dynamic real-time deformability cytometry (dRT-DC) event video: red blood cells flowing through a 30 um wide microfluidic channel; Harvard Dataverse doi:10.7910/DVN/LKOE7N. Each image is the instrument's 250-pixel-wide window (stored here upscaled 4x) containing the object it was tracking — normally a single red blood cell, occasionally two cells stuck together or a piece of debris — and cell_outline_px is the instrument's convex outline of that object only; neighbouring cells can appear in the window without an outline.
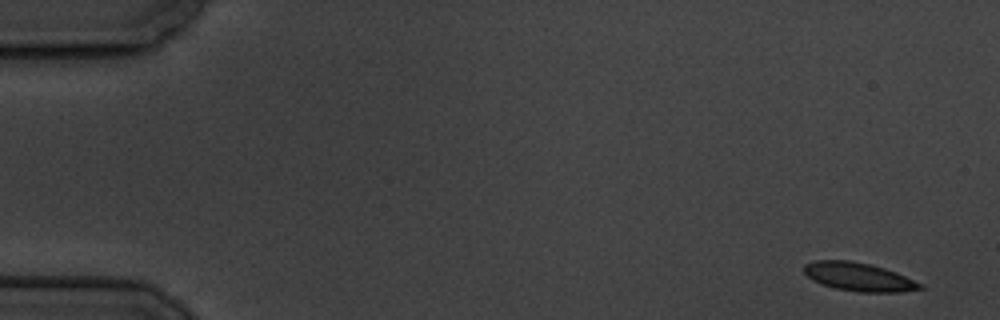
{"species": "common noctule bat (a hibernating species)", "species_latin": "Nyctalus noctula", "temperature_condition": "cold", "stored_images_in_passage": 6, "segment_of_instrument_passage": [1, 2], "camera_frame_rate_fps": 3000, "um_per_image_px": 0.085, "animal": {"sex": "male", "body_mass_g": 19.5, "forearm_length_mm": 54.6}, "frame": {"image": 1, "passage_image": 1, "time_ms": 0.0, "image_size_px": [1000, 320], "cell_outline_px": [[924, 288], [900, 292], [860, 292], [836, 288], [812, 280], [804, 272], [804, 264], [816, 260], [848, 260], [868, 264], [884, 268], [896, 272], [924, 284]], "centroid_in_image_um": [73.02, 23.53], "position_along_channel_um": 12.0, "area_um2": 19.07}}
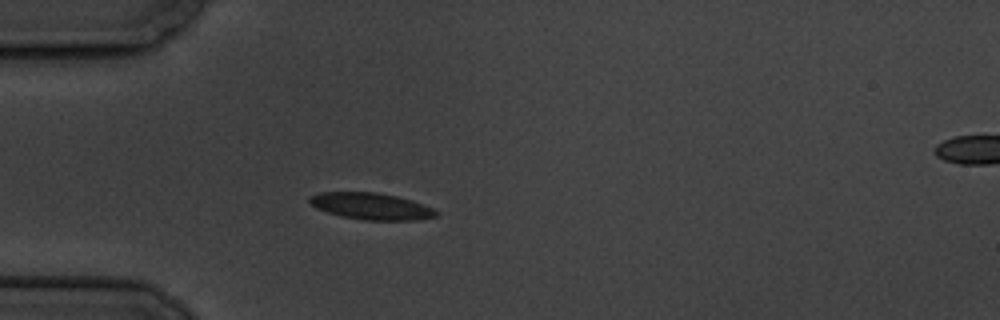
{"frame": {"image": 2, "passage_image": 5, "time_ms": 4.667, "image_size_px": [1000, 320], "cell_outline_px": [[440, 212], [436, 216], [416, 220], [364, 220], [340, 216], [316, 208], [308, 200], [308, 196], [320, 192], [376, 192], [396, 196], [412, 200], [432, 208]], "centroid_in_image_um": [31.54, 17.52], "position_along_channel_um": 53.5, "area_um2": 19.65}}